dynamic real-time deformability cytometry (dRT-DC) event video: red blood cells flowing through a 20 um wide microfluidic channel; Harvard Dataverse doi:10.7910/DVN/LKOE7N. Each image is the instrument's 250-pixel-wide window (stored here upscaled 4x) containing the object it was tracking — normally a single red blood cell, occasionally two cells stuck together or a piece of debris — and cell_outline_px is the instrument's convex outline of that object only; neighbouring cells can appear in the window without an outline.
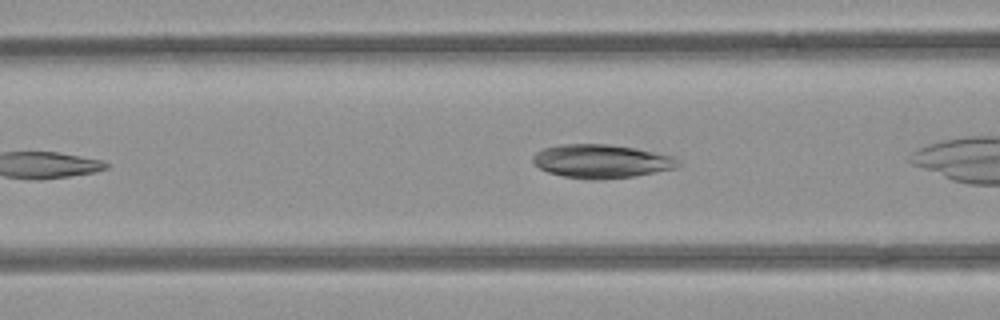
{"species": "common noctule bat (a hibernating species)", "species_latin": "Nyctalus noctula", "temperature_condition": "room temperature", "stored_images_in_passage": 21, "segment_of_instrument_passage": [1, 2], "camera_frame_rate_fps": 3000, "um_per_image_px": 0.085, "animal": {"sex": "female", "body_mass_g": 21.9}, "frame": {"image": 1, "passage_image": 4, "time_ms": 1.0, "image_size_px": [1000, 320], "cell_outline_px": [[680, 164], [676, 168], [636, 176], [604, 180], [588, 180], [564, 176], [548, 172], [532, 164], [532, 156], [536, 152], [544, 148], [560, 144], [612, 144], [636, 148], [672, 156]], "centroid_in_image_um": [51.08, 13.71], "position_along_channel_um": 115.5, "area_um2": 28.67}}
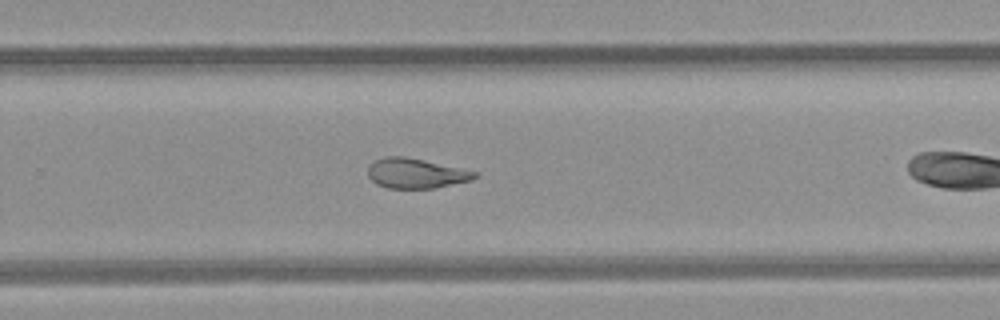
{"frame": {"image": 2, "passage_image": 14, "time_ms": 4.333, "image_size_px": [1000, 320], "cell_outline_px": [[480, 172], [472, 180], [436, 188], [388, 188], [376, 184], [368, 176], [368, 168], [376, 160], [388, 156], [404, 156], [424, 160]], "centroid_in_image_um": [35.38, 14.74], "position_along_channel_um": 294.4, "area_um2": 18.55}}
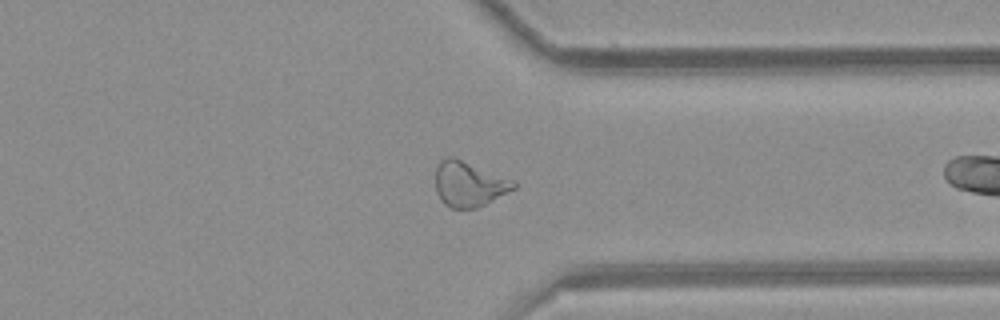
{"frame": {"image": 3, "passage_image": 20, "time_ms": 6.333, "image_size_px": [1000, 320], "cell_outline_px": [[516, 188], [476, 208], [452, 208], [444, 204], [440, 200], [436, 192], [436, 164], [440, 160], [448, 156], [452, 156], [516, 180]], "centroid_in_image_um": [39.85, 15.62], "position_along_channel_um": 371.5, "area_um2": 20.69}}